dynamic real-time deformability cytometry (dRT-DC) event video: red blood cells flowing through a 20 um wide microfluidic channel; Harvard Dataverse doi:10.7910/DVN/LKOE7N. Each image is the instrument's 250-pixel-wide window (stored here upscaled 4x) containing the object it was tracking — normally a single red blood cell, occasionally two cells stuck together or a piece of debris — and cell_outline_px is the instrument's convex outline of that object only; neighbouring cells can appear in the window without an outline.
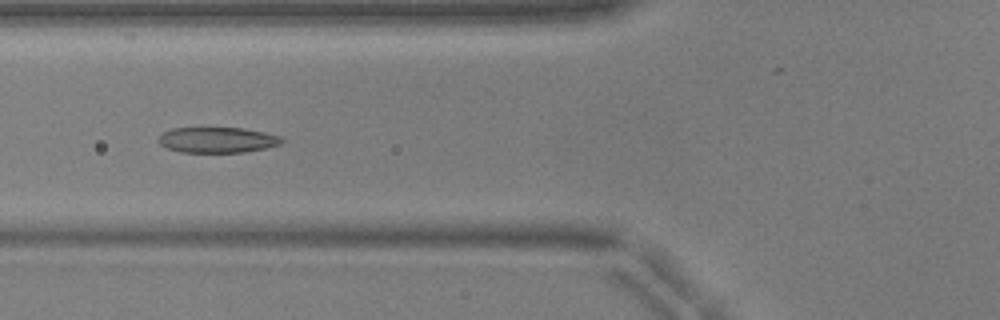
{"species": "common noctule bat (a hibernating species)", "species_latin": "Nyctalus noctula", "temperature_condition": "warm", "stored_images_in_passage": 52, "camera_frame_rate_fps": 3000, "um_per_image_px": 0.085, "animal": {"sex": "male", "body_mass_g": 17.9, "forearm_length_mm": 54.2}, "frame": {"image": 1, "passage_image": 21, "time_ms": 6.667, "image_size_px": [1000, 320], "cell_outline_px": [[284, 140], [280, 144], [264, 148], [244, 152], [180, 152], [164, 148], [156, 140], [164, 132], [172, 128], [244, 128], [264, 132], [280, 136]], "centroid_in_image_um": [18.44, 11.89], "position_along_channel_um": 107.4, "area_um2": 18.38}}
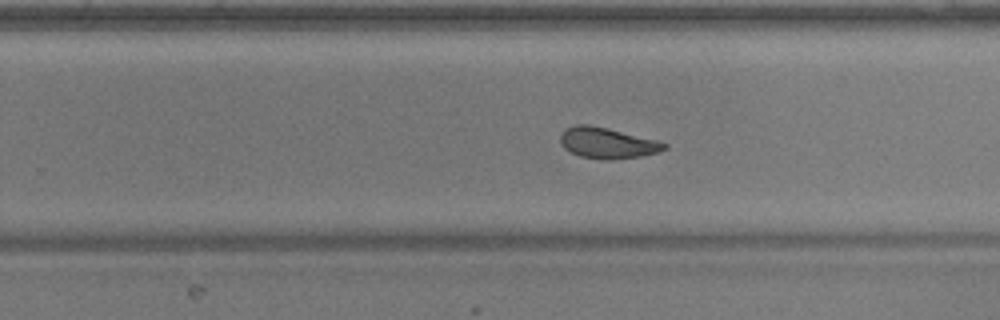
{"frame": {"image": 2, "passage_image": 34, "time_ms": 11.0, "image_size_px": [1000, 320], "cell_outline_px": [[668, 148], [660, 152], [640, 156], [612, 160], [608, 160], [580, 156], [564, 148], [560, 140], [560, 136], [564, 128], [576, 124], [588, 124], [608, 128], [656, 140], [668, 144]], "centroid_in_image_um": [51.63, 12.15], "position_along_channel_um": 278.2, "area_um2": 18.73}}
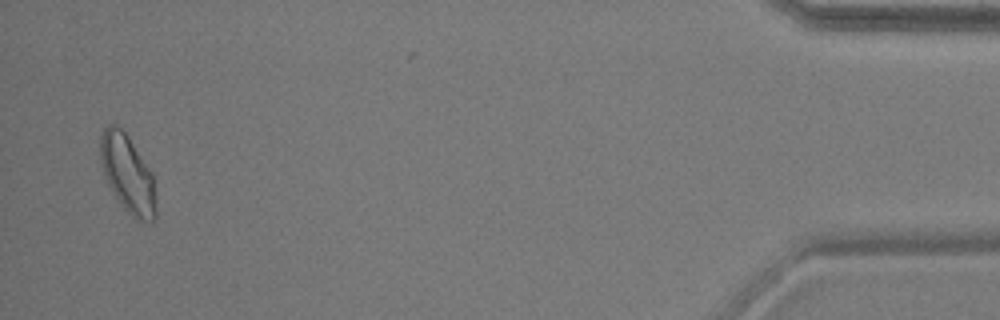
{"frame": {"image": 3, "passage_image": 51, "time_ms": 16.667, "image_size_px": [1000, 320], "cell_outline_px": [[156, 216], [152, 220], [140, 220], [132, 216], [124, 208], [108, 184], [104, 176], [100, 160], [100, 136], [104, 128], [108, 124], [116, 124], [128, 136], [152, 172], [156, 188]], "centroid_in_image_um": [10.85, 14.75], "position_along_channel_um": 424.3, "area_um2": 25.14}, "authors_computed_cell_mechanics": {"area_um2": 19.4786, "velocity_mm_per_s": 3.9451, "shape_relaxation_time_tau1_ms": 5.1462, "shape_relaxation_time_tau2_ms": 1.528, "deformation_change_tau1": 0.1633, "deformation_change_tau2": 0.0818}}